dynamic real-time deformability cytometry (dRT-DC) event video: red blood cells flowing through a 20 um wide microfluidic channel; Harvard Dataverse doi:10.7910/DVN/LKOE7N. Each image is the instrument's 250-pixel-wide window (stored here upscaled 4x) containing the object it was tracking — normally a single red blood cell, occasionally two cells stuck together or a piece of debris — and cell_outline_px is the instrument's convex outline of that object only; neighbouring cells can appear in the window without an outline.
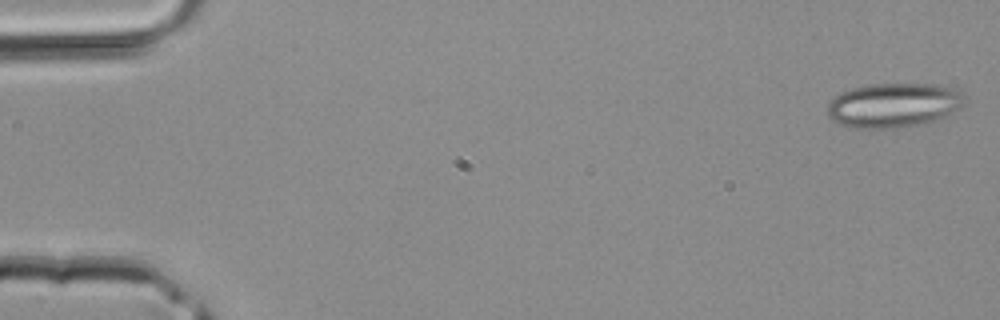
{"species": "common noctule bat (a hibernating species)", "species_latin": "Nyctalus noctula", "temperature_condition": "room temperature", "stored_images_in_passage": 10, "camera_frame_rate_fps": 3000, "um_per_image_px": 0.085, "animal": {"sex": "male", "body_mass_g": 20.4}, "frame": {"image": 1, "passage_image": 1, "time_ms": 0.0, "image_size_px": [1000, 320], "cell_outline_px": [[968, 104], [944, 116], [924, 124], [888, 128], [856, 128], [840, 124], [832, 120], [828, 116], [828, 104], [840, 92], [852, 88], [868, 84], [932, 84], [952, 88], [960, 92], [964, 96]], "centroid_in_image_um": [75.97, 8.94], "position_along_channel_um": 9.0, "area_um2": 35.49}}